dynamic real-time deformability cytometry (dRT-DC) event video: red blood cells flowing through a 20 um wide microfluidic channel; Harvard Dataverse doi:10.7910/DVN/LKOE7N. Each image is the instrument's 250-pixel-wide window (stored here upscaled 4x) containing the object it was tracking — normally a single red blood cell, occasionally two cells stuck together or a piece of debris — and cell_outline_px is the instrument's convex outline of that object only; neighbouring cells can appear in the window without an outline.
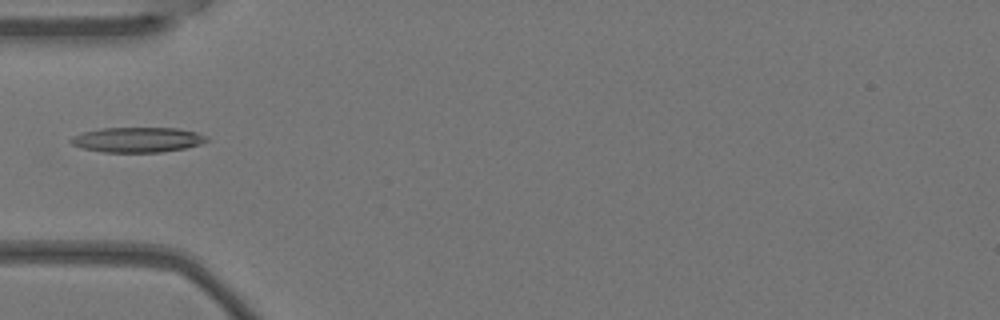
{"species": "Egyptian fruit bat (a non-hibernating species)", "species_latin": "Rousettus aegyptiacus", "temperature_condition": "warm", "stored_images_in_passage": 4, "camera_frame_rate_fps": 3000, "um_per_image_px": 0.085, "animal": {"sex": "female"}, "frame": {"image": 1, "passage_image": 3, "time_ms": 0.667, "image_size_px": [1000, 320], "cell_outline_px": [[208, 140], [200, 144], [184, 148], [160, 152], [104, 152], [84, 148], [72, 144], [68, 140], [72, 136], [84, 132], [100, 128], [180, 128], [196, 132], [204, 136]], "centroid_in_image_um": [11.66, 11.87], "position_along_channel_um": 73.3, "area_um2": 19.65}}
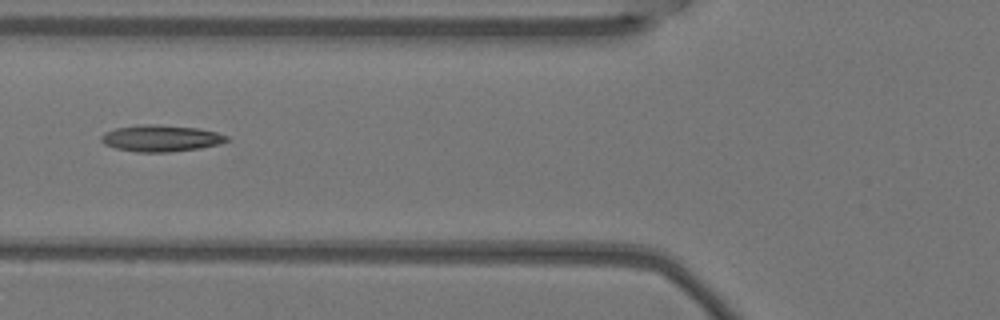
{"frame": {"image": 2, "passage_image": 4, "time_ms": 1.0, "image_size_px": [1000, 320], "cell_outline_px": [[232, 140], [220, 144], [200, 148], [168, 152], [136, 152], [116, 148], [104, 144], [100, 140], [100, 136], [104, 132], [116, 128], [136, 124], [156, 124], [196, 128], [216, 132], [228, 136]], "centroid_in_image_um": [13.67, 11.75], "position_along_channel_um": 112.1, "area_um2": 19.59}}